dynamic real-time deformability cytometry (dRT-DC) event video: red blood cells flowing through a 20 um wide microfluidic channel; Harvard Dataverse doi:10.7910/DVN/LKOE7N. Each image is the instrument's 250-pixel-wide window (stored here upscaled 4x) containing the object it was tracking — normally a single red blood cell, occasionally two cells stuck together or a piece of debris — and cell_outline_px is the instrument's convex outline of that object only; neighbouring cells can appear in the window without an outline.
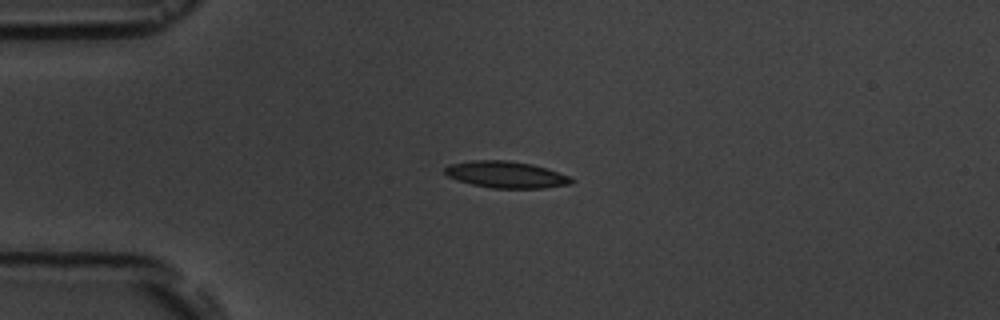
{"species": "common noctule bat (a hibernating species)", "species_latin": "Nyctalus noctula", "temperature_condition": "room temperature", "stored_images_in_passage": 4, "camera_frame_rate_fps": 3000, "um_per_image_px": 0.085, "animal": {"sex": "male", "body_mass_g": 19.5, "forearm_length_mm": 54.6}, "frame": {"image": 1, "passage_image": 3, "time_ms": 3.333, "image_size_px": [1000, 320], "cell_outline_px": [[576, 180], [568, 184], [544, 188], [492, 188], [472, 184], [456, 180], [448, 176], [444, 172], [444, 168], [448, 164], [476, 160], [508, 160], [532, 164], [568, 176]], "centroid_in_image_um": [42.96, 14.84], "position_along_channel_um": 42.0, "area_um2": 19.48}}